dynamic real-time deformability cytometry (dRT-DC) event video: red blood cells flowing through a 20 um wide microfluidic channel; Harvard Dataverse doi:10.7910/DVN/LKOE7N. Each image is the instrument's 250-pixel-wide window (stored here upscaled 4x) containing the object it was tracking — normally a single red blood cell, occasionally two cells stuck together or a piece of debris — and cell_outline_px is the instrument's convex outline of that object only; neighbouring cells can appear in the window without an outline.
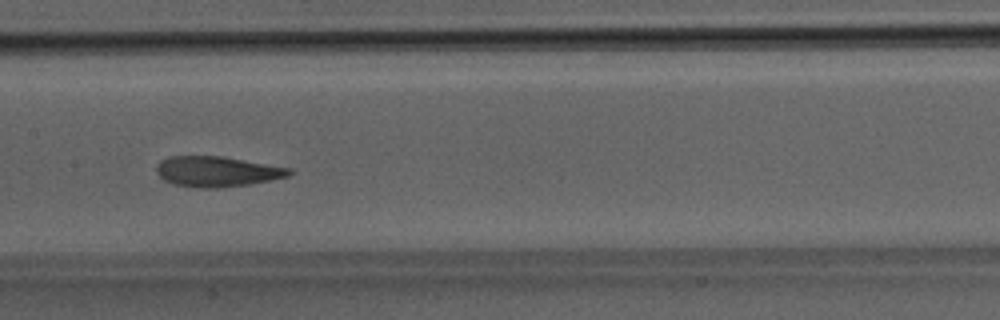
{"species": "Egyptian fruit bat (a non-hibernating species)", "species_latin": "Rousettus aegyptiacus", "temperature_condition": "room temperature", "stored_images_in_passage": 39, "camera_frame_rate_fps": 3000, "um_per_image_px": 0.085, "animal": {"sex": "male"}, "frame": {"image": 1, "passage_image": 21, "time_ms": 6.667, "image_size_px": [1000, 320], "cell_outline_px": [[292, 172], [288, 176], [248, 184], [220, 188], [200, 188], [172, 184], [164, 180], [156, 172], [156, 164], [160, 160], [168, 156], [224, 156], [292, 168]], "centroid_in_image_um": [18.41, 14.57], "position_along_channel_um": 189.0, "area_um2": 23.64}}
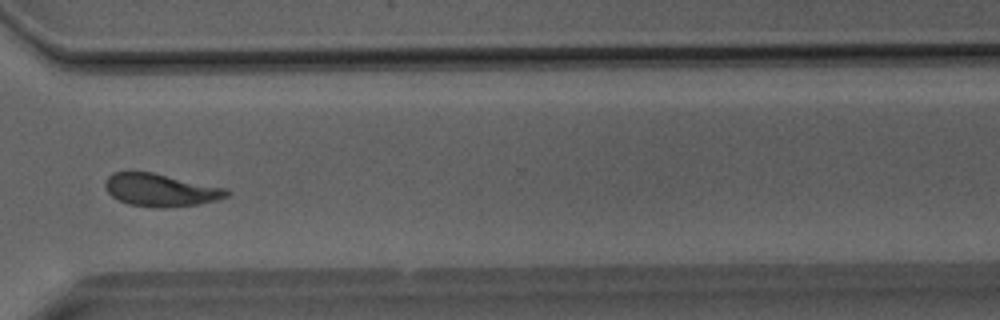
{"frame": {"image": 2, "passage_image": 31, "time_ms": 10.0, "image_size_px": [1000, 320], "cell_outline_px": [[228, 196], [216, 200], [200, 204], [164, 208], [152, 208], [128, 204], [116, 200], [104, 188], [104, 184], [108, 176], [112, 172], [152, 172], [228, 188]], "centroid_in_image_um": [13.63, 16.16], "position_along_channel_um": 357.0, "area_um2": 23.41}}
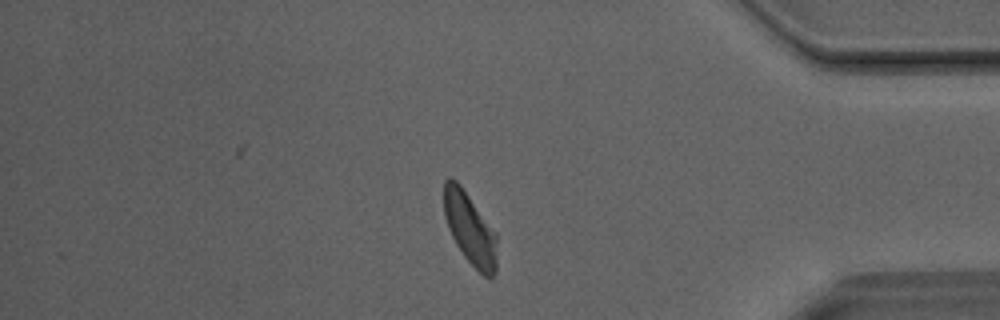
{"frame": {"image": 3, "passage_image": 35, "time_ms": 11.333, "image_size_px": [1000, 320], "cell_outline_px": [[496, 272], [492, 280], [488, 280], [464, 256], [456, 244], [448, 228], [444, 216], [444, 180], [448, 176], [456, 180], [460, 184], [496, 232]], "centroid_in_image_um": [39.95, 19.44], "position_along_channel_um": 395.3, "area_um2": 22.25}}